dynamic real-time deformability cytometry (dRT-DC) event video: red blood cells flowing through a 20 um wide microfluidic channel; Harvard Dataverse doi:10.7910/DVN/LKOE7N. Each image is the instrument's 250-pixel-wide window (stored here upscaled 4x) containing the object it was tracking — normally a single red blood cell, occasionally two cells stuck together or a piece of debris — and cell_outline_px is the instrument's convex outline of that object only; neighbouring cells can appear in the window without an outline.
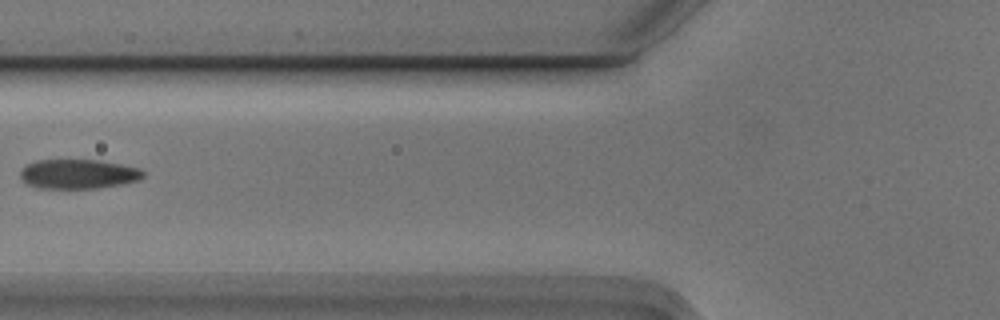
{"species": "Egyptian fruit bat (a non-hibernating species)", "species_latin": "Rousettus aegyptiacus", "temperature_condition": "cold", "stored_images_in_passage": 4, "camera_frame_rate_fps": 3000, "um_per_image_px": 0.085, "animal": {"sex": "male"}, "frame": {"image": 1, "passage_image": 4, "time_ms": 1.0, "image_size_px": [1000, 320], "cell_outline_px": [[144, 176], [140, 180], [124, 184], [100, 188], [40, 188], [24, 184], [20, 176], [20, 172], [28, 164], [36, 160], [100, 160], [140, 168], [144, 172]], "centroid_in_image_um": [6.67, 14.8], "position_along_channel_um": 119.1, "area_um2": 21.27}}